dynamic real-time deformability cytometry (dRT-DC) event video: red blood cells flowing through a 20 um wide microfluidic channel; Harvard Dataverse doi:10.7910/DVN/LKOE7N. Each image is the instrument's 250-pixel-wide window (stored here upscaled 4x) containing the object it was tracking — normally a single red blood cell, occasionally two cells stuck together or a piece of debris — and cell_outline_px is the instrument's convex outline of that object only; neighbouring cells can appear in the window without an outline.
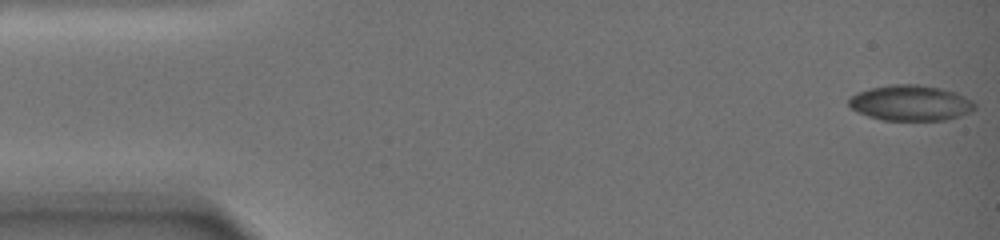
{"species": "common noctule bat (a hibernating species)", "species_latin": "Nyctalus noctula", "temperature_condition": "warm", "stored_images_in_passage": 35, "camera_frame_rate_fps": 3000, "um_per_image_px": 0.085, "animal": {"sex": "female", "body_mass_g": 19.0, "forearm_length_mm": 51.5}, "frame": {"image": 1, "passage_image": 1, "time_ms": 0.0, "image_size_px": [1000, 240], "cell_outline_px": [[976, 108], [972, 112], [948, 120], [884, 120], [868, 116], [856, 112], [848, 104], [848, 96], [856, 92], [888, 84], [916, 84], [940, 88], [956, 92], [972, 100], [976, 104]], "centroid_in_image_um": [77.4, 8.75], "position_along_channel_um": 7.6, "area_um2": 26.41}}
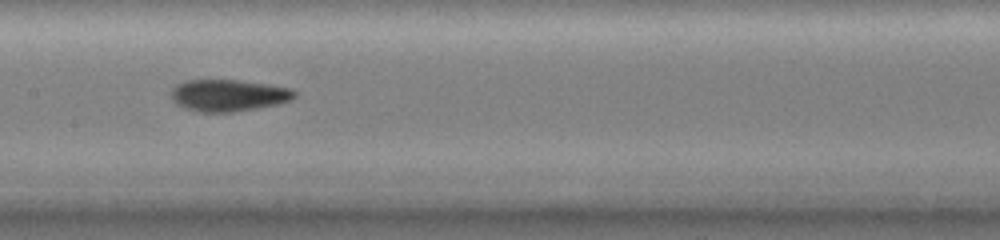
{"frame": {"image": 2, "passage_image": 15, "time_ms": 10.0, "image_size_px": [1000, 240], "cell_outline_px": [[296, 96], [292, 100], [280, 104], [232, 112], [200, 112], [184, 108], [176, 104], [172, 100], [172, 88], [176, 84], [184, 80], [240, 80], [268, 84], [292, 88], [296, 92]], "centroid_in_image_um": [19.43, 8.1], "position_along_channel_um": 188.0, "area_um2": 23.12}}
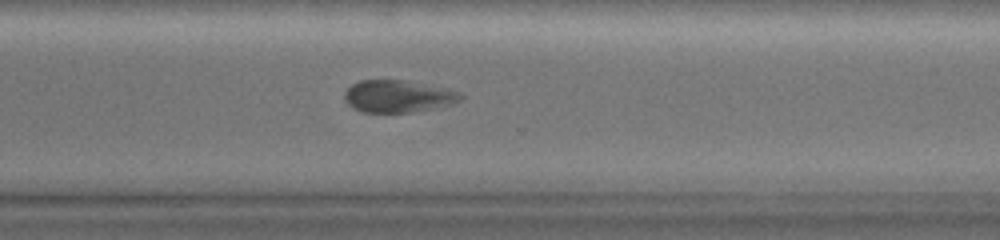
{"frame": {"image": 3, "passage_image": 26, "time_ms": 14.667, "image_size_px": [1000, 240], "cell_outline_px": [[464, 96], [460, 100], [452, 104], [412, 112], [364, 112], [352, 108], [344, 100], [344, 92], [352, 84], [360, 80], [400, 80], [444, 88], [460, 92]], "centroid_in_image_um": [33.79, 8.19], "position_along_channel_um": 336.8, "area_um2": 21.56}, "authors_computed_cell_mechanics": {"area_um2": 23.1778, "velocity_mm_per_s": 3.1861, "shape_relaxation_time_tau1_ms": 2.8622, "shape_relaxation_time_tau2_ms": 2.759, "deformation_change_tau1": 0.1045, "deformation_change_tau2": 0.0777}}